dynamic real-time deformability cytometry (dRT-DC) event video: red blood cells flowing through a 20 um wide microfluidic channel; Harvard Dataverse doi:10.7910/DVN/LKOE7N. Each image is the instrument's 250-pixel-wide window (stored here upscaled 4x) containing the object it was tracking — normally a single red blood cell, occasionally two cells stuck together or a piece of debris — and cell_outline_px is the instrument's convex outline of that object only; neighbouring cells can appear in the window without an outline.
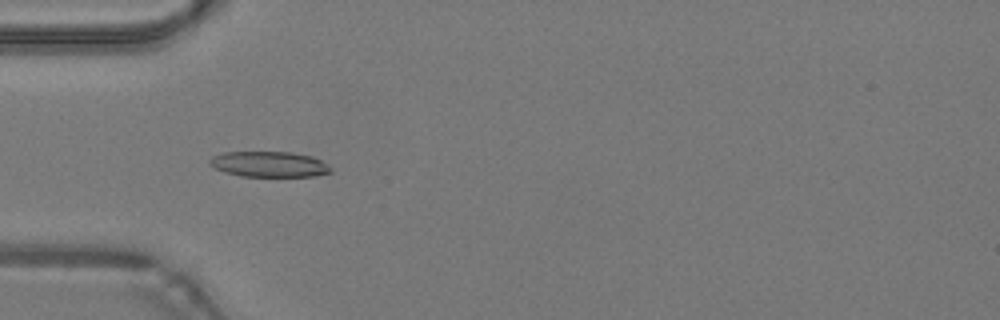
{"species": "common noctule bat (a hibernating species)", "species_latin": "Nyctalus noctula", "temperature_condition": "warm", "stored_images_in_passage": 35, "camera_frame_rate_fps": 3000, "um_per_image_px": 0.085, "animal": {"sex": "male", "body_mass_g": 19.2, "forearm_length_mm": 51.8}, "frame": {"image": 1, "passage_image": 7, "time_ms": 2.0, "image_size_px": [1000, 320], "cell_outline_px": [[332, 172], [312, 176], [240, 176], [224, 172], [212, 168], [208, 164], [208, 160], [212, 156], [224, 152], [292, 152], [312, 156], [328, 164], [332, 168]], "centroid_in_image_um": [22.84, 13.96], "position_along_channel_um": 62.2, "area_um2": 18.21}}
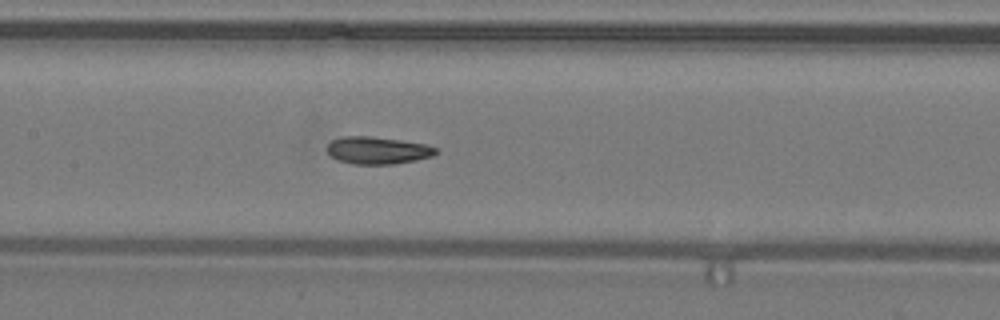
{"frame": {"image": 2, "passage_image": 15, "time_ms": 4.667, "image_size_px": [1000, 320], "cell_outline_px": [[440, 148], [432, 156], [416, 160], [396, 164], [352, 164], [340, 160], [332, 156], [328, 152], [328, 144], [332, 140], [344, 136], [372, 136], [428, 144]], "centroid_in_image_um": [32.15, 12.77], "position_along_channel_um": 175.2, "area_um2": 17.34}}
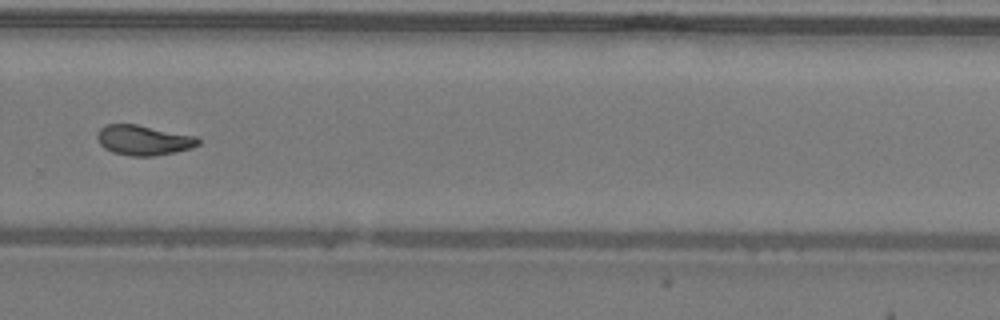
{"frame": {"image": 3, "passage_image": 25, "time_ms": 8.0, "image_size_px": [1000, 320], "cell_outline_px": [[200, 144], [192, 148], [176, 152], [152, 156], [132, 156], [112, 152], [104, 148], [100, 144], [96, 136], [100, 128], [104, 124], [136, 124], [196, 136], [200, 140]], "centroid_in_image_um": [12.2, 11.91], "position_along_channel_um": 317.6, "area_um2": 17.74}, "authors_computed_cell_mechanics": {"area_um2": 17.629, "velocity_mm_per_s": 4.2988, "shape_relaxation_time_tau1_ms": null, "shape_relaxation_time_tau2_ms": 1.8771, "deformation_change_tau1": null, "deformation_change_tau2": 0.0825}}